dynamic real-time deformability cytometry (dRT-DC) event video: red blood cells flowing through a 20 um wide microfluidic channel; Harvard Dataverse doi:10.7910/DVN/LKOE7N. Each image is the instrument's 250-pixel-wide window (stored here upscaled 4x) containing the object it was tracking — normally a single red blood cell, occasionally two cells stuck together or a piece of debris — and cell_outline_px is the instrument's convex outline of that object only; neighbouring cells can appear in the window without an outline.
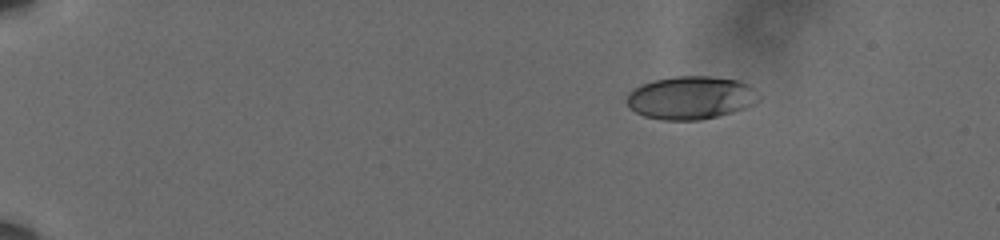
{"species": "human", "species_latin": "Homo sapiens", "temperature_condition": "cold", "stored_images_in_passage": 19, "camera_frame_rate_fps": 3000, "um_per_image_px": 0.085, "donor": {"sex": "male"}, "frame": {"image": 1, "passage_image": 1, "time_ms": 0.0, "image_size_px": [1000, 240], "cell_outline_px": [[760, 100], [744, 108], [716, 116], [700, 120], [664, 120], [644, 116], [636, 112], [628, 104], [628, 92], [640, 84], [656, 80], [676, 76], [712, 76], [736, 80], [748, 84], [760, 96]], "centroid_in_image_um": [58.72, 8.3], "position_along_channel_um": 26.3, "area_um2": 32.83}}
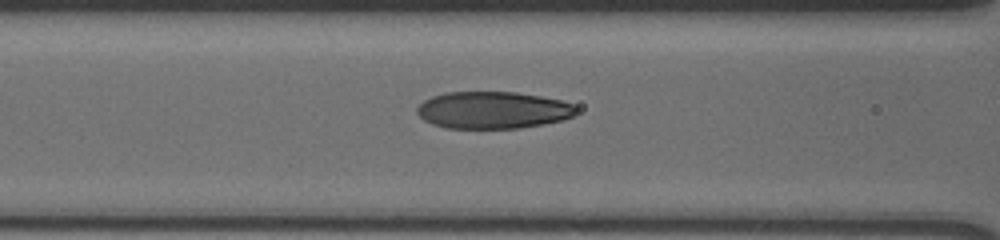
{"frame": {"image": 2, "passage_image": 11, "time_ms": 3.333, "image_size_px": [1000, 240], "cell_outline_px": [[576, 116], [564, 120], [544, 124], [520, 128], [448, 128], [432, 124], [424, 120], [416, 112], [416, 108], [424, 100], [432, 96], [444, 92], [516, 92], [540, 96], [560, 100], [572, 104], [576, 108]], "centroid_in_image_um": [41.9, 9.36], "position_along_channel_um": 124.7, "area_um2": 34.56}}
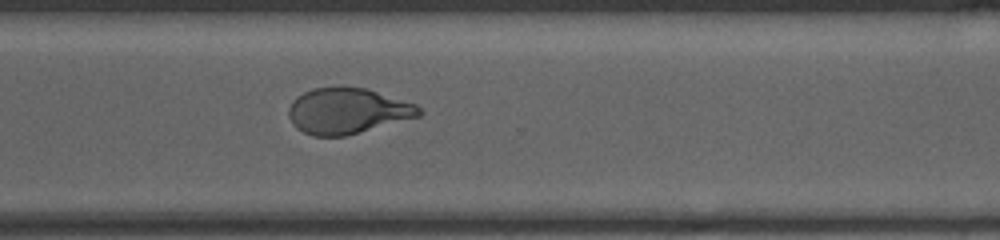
{"frame": {"image": 3, "passage_image": 19, "time_ms": 6.0, "image_size_px": [1000, 240], "cell_outline_px": [[424, 112], [420, 116], [344, 136], [312, 136], [296, 128], [292, 124], [288, 116], [288, 108], [292, 100], [296, 96], [312, 88], [340, 84], [368, 88], [416, 104]], "centroid_in_image_um": [29.5, 9.39], "position_along_channel_um": 341.1, "area_um2": 35.49}}